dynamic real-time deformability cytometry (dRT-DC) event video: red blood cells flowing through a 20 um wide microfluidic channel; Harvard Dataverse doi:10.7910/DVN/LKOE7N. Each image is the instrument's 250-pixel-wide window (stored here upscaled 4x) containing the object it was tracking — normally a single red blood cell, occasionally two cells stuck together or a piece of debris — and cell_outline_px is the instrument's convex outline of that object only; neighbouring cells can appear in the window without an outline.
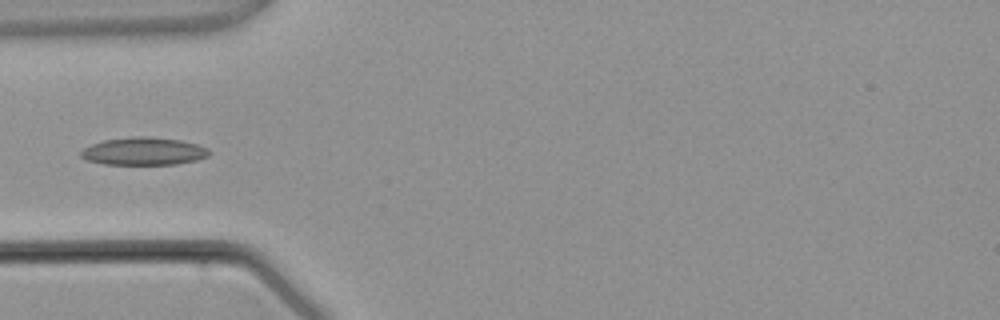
{"species": "common noctule bat (a hibernating species)", "species_latin": "Nyctalus noctula", "temperature_condition": "warm", "stored_images_in_passage": 5, "camera_frame_rate_fps": 3000, "um_per_image_px": 0.085, "animal": {"sex": "male", "body_mass_g": 21.5, "forearm_length_mm": 52.0}, "frame": {"image": 1, "passage_image": 4, "time_ms": 3.667, "image_size_px": [1000, 320], "cell_outline_px": [[212, 152], [208, 156], [196, 160], [176, 164], [104, 164], [88, 160], [80, 156], [80, 152], [84, 148], [92, 144], [104, 140], [132, 136], [144, 136], [180, 140], [196, 144], [208, 148]], "centroid_in_image_um": [12.23, 12.85], "position_along_channel_um": 72.8, "area_um2": 20.63}}
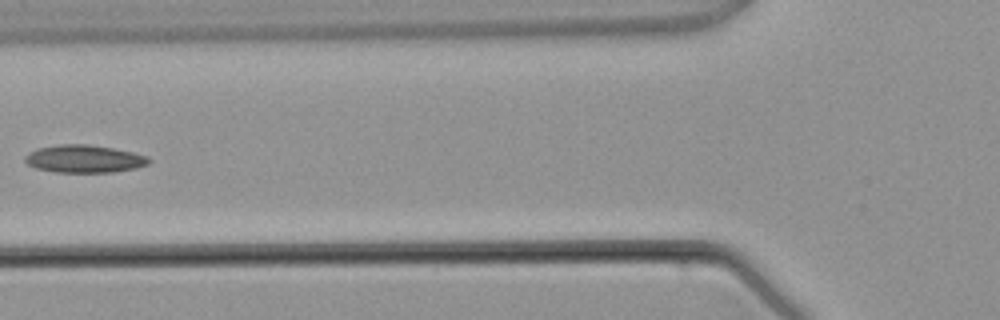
{"frame": {"image": 2, "passage_image": 5, "time_ms": 4.667, "image_size_px": [1000, 320], "cell_outline_px": [[152, 160], [148, 164], [136, 168], [116, 172], [56, 172], [36, 168], [28, 164], [24, 160], [24, 156], [28, 152], [36, 148], [60, 144], [88, 144], [112, 148], [132, 152], [148, 156]], "centroid_in_image_um": [7.16, 13.5], "position_along_channel_um": 118.6, "area_um2": 20.11}}